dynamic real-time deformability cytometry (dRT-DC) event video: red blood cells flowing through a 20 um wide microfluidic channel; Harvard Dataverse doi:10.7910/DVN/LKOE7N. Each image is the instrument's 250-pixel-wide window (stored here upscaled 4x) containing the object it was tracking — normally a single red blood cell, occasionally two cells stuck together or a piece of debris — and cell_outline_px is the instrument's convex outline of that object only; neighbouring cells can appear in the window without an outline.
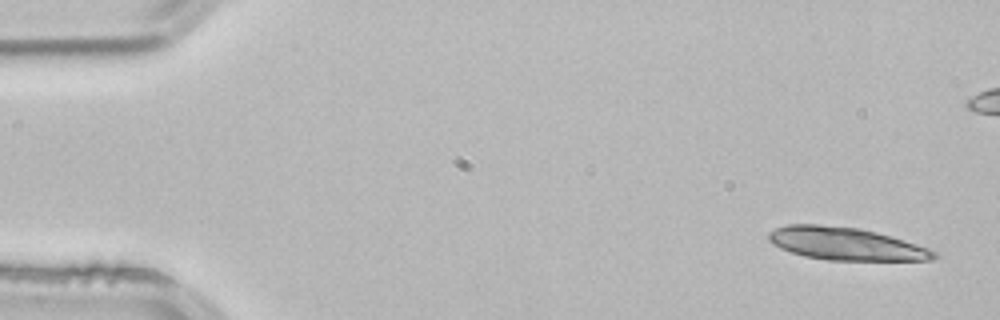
{"species": "common noctule bat (a hibernating species)", "species_latin": "Nyctalus noctula", "temperature_condition": "room temperature", "stored_images_in_passage": 5, "camera_frame_rate_fps": 3000, "um_per_image_px": 0.085, "animal": {"sex": "male", "body_mass_g": 21.5, "forearm_length_mm": 52.0}, "frame": {"image": 1, "passage_image": 1, "time_ms": 0.0, "image_size_px": [1000, 320], "cell_outline_px": [[936, 256], [932, 260], [828, 260], [804, 256], [780, 248], [772, 244], [768, 240], [768, 232], [776, 228], [788, 224], [820, 224], [856, 228], [876, 232], [928, 248], [936, 252]], "centroid_in_image_um": [71.83, 20.72], "position_along_channel_um": 13.2, "area_um2": 31.15}}